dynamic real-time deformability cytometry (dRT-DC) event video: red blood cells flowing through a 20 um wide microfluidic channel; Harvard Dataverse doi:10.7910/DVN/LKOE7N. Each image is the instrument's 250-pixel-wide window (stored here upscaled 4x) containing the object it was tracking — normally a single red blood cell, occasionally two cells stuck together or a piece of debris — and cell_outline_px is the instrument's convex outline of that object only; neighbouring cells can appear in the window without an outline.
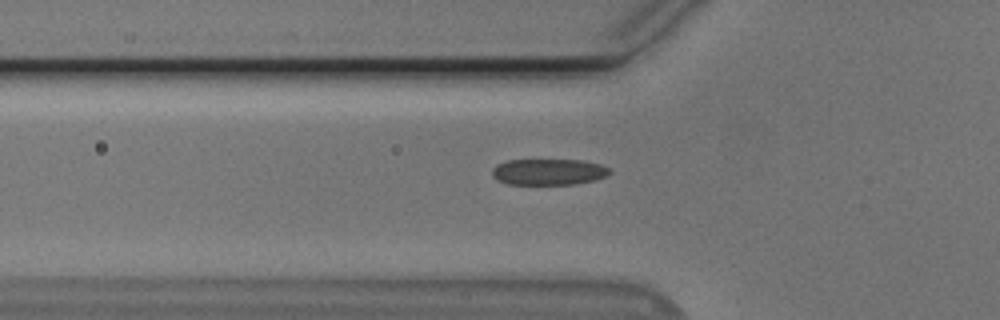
{"species": "Egyptian fruit bat (a non-hibernating species)", "species_latin": "Rousettus aegyptiacus", "temperature_condition": "cold", "stored_images_in_passage": 25, "camera_frame_rate_fps": 3000, "um_per_image_px": 0.085, "animal": {"sex": "male"}, "frame": {"image": 1, "passage_image": 9, "time_ms": 2.667, "image_size_px": [1000, 320], "cell_outline_px": [[612, 172], [604, 176], [592, 180], [576, 184], [508, 184], [496, 180], [492, 176], [492, 168], [496, 164], [508, 160], [584, 160], [600, 164], [608, 168]], "centroid_in_image_um": [46.58, 14.6], "position_along_channel_um": 79.2, "area_um2": 17.92}}
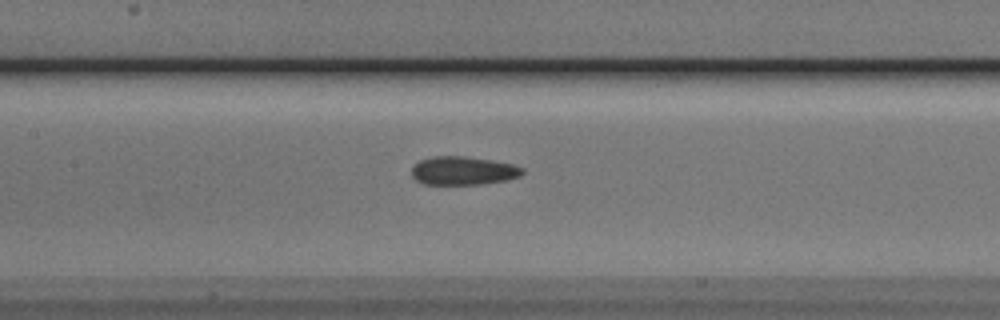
{"frame": {"image": 2, "passage_image": 16, "time_ms": 5.0, "image_size_px": [1000, 320], "cell_outline_px": [[524, 172], [520, 176], [508, 180], [480, 184], [424, 184], [416, 180], [412, 176], [412, 164], [420, 160], [432, 156], [464, 156], [512, 164], [524, 168]], "centroid_in_image_um": [39.35, 14.51], "position_along_channel_um": 168.1, "area_um2": 18.38}}
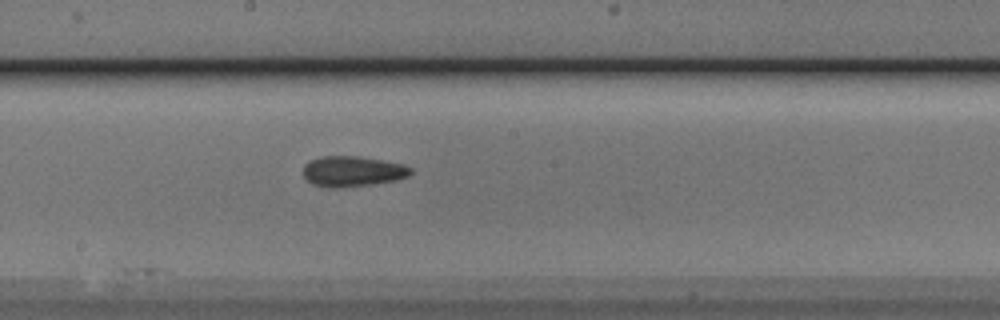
{"frame": {"image": 3, "passage_image": 20, "time_ms": 6.333, "image_size_px": [1000, 320], "cell_outline_px": [[412, 172], [408, 176], [396, 180], [372, 184], [340, 188], [328, 188], [312, 184], [304, 176], [304, 164], [308, 160], [320, 156], [360, 156], [404, 164], [412, 168]], "centroid_in_image_um": [29.95, 14.56], "position_along_channel_um": 218.2, "area_um2": 19.31}}